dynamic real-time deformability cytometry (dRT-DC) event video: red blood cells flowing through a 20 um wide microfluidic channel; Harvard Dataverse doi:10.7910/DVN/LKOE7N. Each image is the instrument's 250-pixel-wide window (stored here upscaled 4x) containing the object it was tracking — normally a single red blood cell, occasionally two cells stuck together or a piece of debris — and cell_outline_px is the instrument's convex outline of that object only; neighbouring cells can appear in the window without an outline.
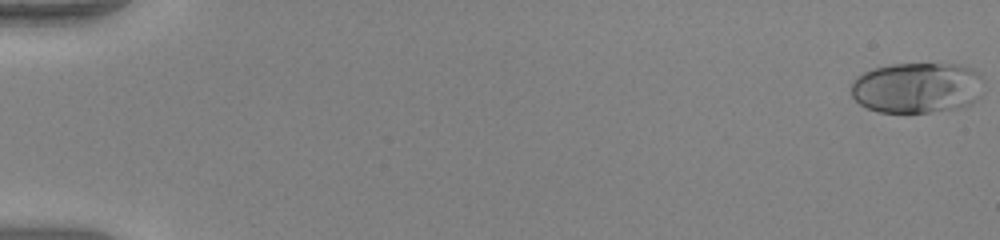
{"species": "human", "species_latin": "Homo sapiens", "temperature_condition": "warm", "stored_images_in_passage": 53, "camera_frame_rate_fps": 3000, "um_per_image_px": 0.085, "donor": {"sex": "female"}, "frame": {"image": 1, "passage_image": 1, "time_ms": 0.0, "image_size_px": [1000, 240], "cell_outline_px": [[984, 80], [980, 96], [972, 104], [964, 108], [928, 112], [876, 112], [860, 104], [852, 96], [852, 84], [856, 76], [872, 68], [892, 64], [956, 64], [972, 68], [980, 72]], "centroid_in_image_um": [78.0, 7.46], "position_along_channel_um": 7.0, "area_um2": 39.77}}
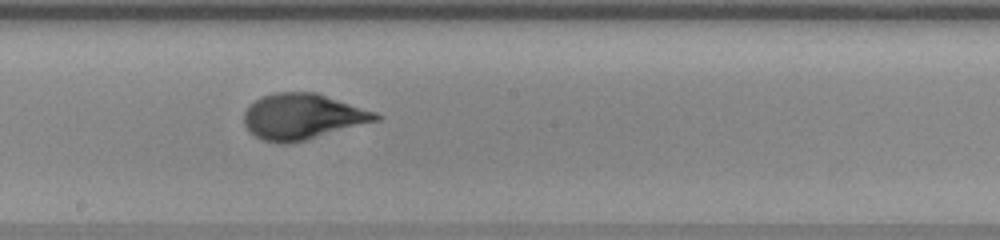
{"frame": {"image": 2, "passage_image": 31, "time_ms": 10.0, "image_size_px": [1000, 240], "cell_outline_px": [[384, 116], [380, 120], [304, 140], [288, 144], [280, 144], [264, 140], [256, 136], [244, 124], [244, 112], [260, 96], [276, 92], [316, 92], [376, 112]], "centroid_in_image_um": [25.74, 9.9], "position_along_channel_um": 222.5, "area_um2": 34.91}}
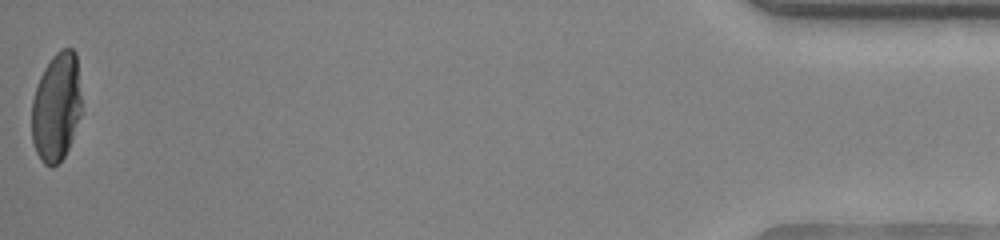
{"frame": {"image": 3, "passage_image": 53, "time_ms": 17.333, "image_size_px": [1000, 240], "cell_outline_px": [[80, 116], [72, 140], [64, 156], [52, 168], [44, 164], [40, 160], [36, 152], [32, 140], [32, 100], [40, 76], [44, 68], [52, 56], [60, 48], [72, 48], [76, 52], [80, 96]], "centroid_in_image_um": [4.78, 9.11], "position_along_channel_um": 430.4, "area_um2": 31.5}, "authors_computed_cell_mechanics": {"area_um2": 34.8534, "velocity_mm_per_s": 4.0124, "shape_relaxation_time_tau1_ms": 3.52, "shape_relaxation_time_tau2_ms": null, "deformation_change_tau1": 0.2094, "deformation_change_tau2": null}}